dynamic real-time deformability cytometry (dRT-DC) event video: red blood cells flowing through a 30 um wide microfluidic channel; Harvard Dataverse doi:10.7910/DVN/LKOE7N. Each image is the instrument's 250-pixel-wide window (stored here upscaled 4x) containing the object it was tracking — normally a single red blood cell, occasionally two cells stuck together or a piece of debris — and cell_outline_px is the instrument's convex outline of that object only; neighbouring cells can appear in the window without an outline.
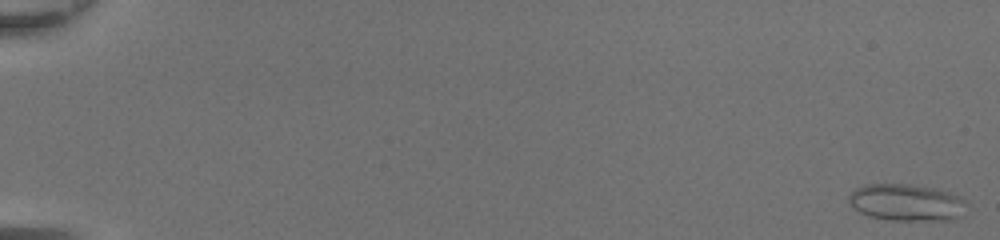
{"species": "common noctule bat (a hibernating species)", "species_latin": "Nyctalus noctula", "temperature_condition": "room temperature", "stored_images_in_passage": 49, "camera_frame_rate_fps": 3000, "um_per_image_px": 0.085, "animal": {"sex": "female", "body_mass_g": 20.0, "forearm_length_mm": 54.0}, "frame": {"image": 1, "passage_image": 1, "time_ms": 0.0, "image_size_px": [1000, 240], "cell_outline_px": [[968, 204], [964, 216], [956, 220], [888, 220], [868, 216], [860, 212], [848, 200], [848, 196], [856, 188], [864, 184], [908, 184], [936, 188], [960, 196], [968, 200]], "centroid_in_image_um": [77.14, 17.22], "position_along_channel_um": 7.9, "area_um2": 25.78}}
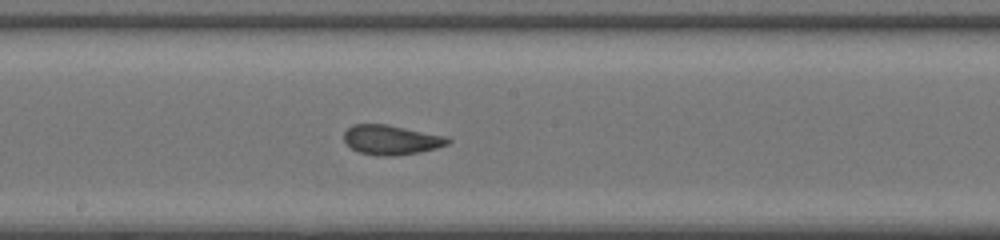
{"frame": {"image": 2, "passage_image": 29, "time_ms": 9.333, "image_size_px": [1000, 240], "cell_outline_px": [[452, 140], [448, 144], [436, 148], [420, 152], [392, 156], [380, 156], [360, 152], [352, 148], [344, 140], [344, 132], [352, 124], [388, 124], [448, 136]], "centroid_in_image_um": [33.29, 11.87], "position_along_channel_um": 214.9, "area_um2": 18.03}}
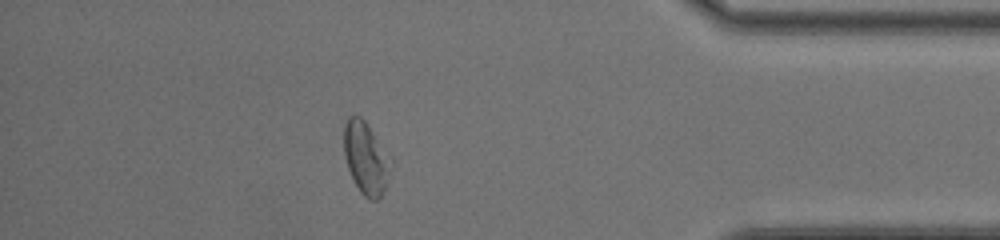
{"frame": {"image": 3, "passage_image": 44, "time_ms": 14.333, "image_size_px": [1000, 240], "cell_outline_px": [[392, 168], [384, 192], [376, 200], [368, 200], [360, 192], [352, 180], [344, 156], [344, 124], [348, 116], [360, 116], [364, 120], [392, 156]], "centroid_in_image_um": [31.13, 13.45], "position_along_channel_um": 404.1, "area_um2": 20.23}, "authors_computed_cell_mechanics": {"area_um2": 19.652, "velocity_mm_per_s": 4.3743, "shape_relaxation_time_tau1_ms": null, "shape_relaxation_time_tau2_ms": 0.562, "deformation_change_tau1": null, "deformation_change_tau2": 0.06}}